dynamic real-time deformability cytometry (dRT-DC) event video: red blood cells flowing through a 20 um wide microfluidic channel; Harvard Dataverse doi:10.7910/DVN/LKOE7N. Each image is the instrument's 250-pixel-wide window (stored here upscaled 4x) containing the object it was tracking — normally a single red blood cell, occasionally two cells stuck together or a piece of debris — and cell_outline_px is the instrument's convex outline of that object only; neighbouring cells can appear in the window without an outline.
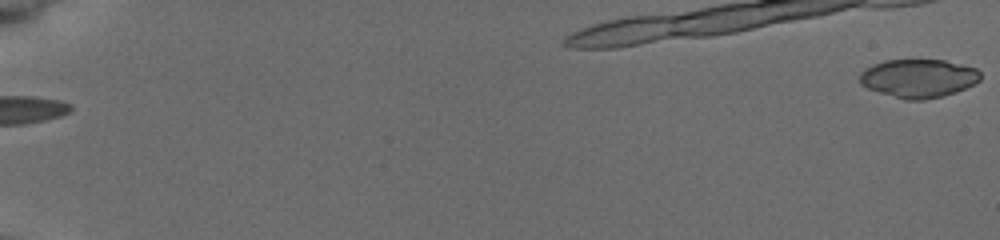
{"species": "common noctule bat (a hibernating species)", "species_latin": "Nyctalus noctula", "temperature_condition": "cold", "stored_images_in_passage": 17, "camera_frame_rate_fps": 3000, "um_per_image_px": 0.085, "animal": {"sex": "female", "body_mass_g": 19.5, "forearm_length_mm": 54.1}, "frame": {"image": 1, "passage_image": 1, "time_ms": 0.0, "image_size_px": [1000, 240], "cell_outline_px": [[980, 80], [956, 92], [924, 100], [904, 100], [868, 88], [860, 84], [860, 72], [864, 68], [872, 64], [884, 60], [944, 60], [976, 68], [980, 72]], "centroid_in_image_um": [78.03, 6.65], "position_along_channel_um": 7.0, "area_um2": 26.93}}
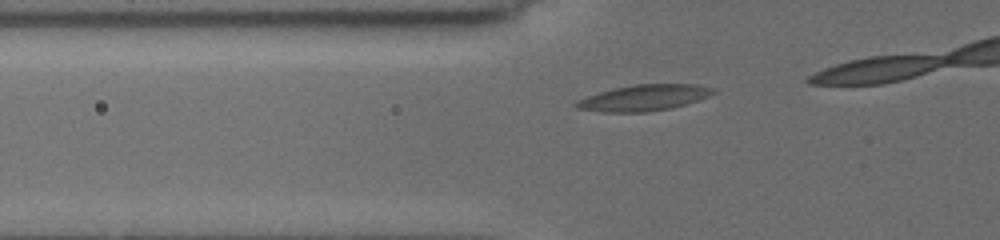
{"frame": {"image": 2, "passage_image": 9, "time_ms": 3.333, "image_size_px": [1000, 240], "cell_outline_px": [[716, 92], [708, 96], [672, 108], [648, 112], [604, 112], [576, 108], [572, 104], [576, 100], [612, 88], [636, 84], [696, 84], [712, 88]], "centroid_in_image_um": [54.68, 8.31], "position_along_channel_um": 71.1, "area_um2": 20.69}}
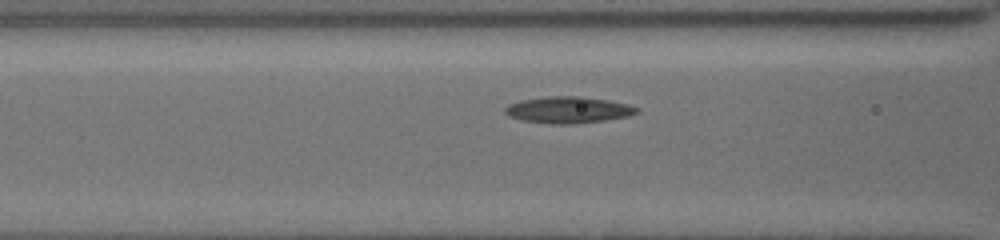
{"frame": {"image": 3, "passage_image": 14, "time_ms": 4.667, "image_size_px": [1000, 240], "cell_outline_px": [[640, 112], [628, 116], [604, 120], [576, 124], [552, 124], [520, 120], [508, 116], [504, 112], [504, 108], [508, 104], [520, 100], [548, 96], [584, 96], [608, 100], [628, 104], [640, 108]], "centroid_in_image_um": [48.29, 9.34], "position_along_channel_um": 118.3, "area_um2": 20.63}}